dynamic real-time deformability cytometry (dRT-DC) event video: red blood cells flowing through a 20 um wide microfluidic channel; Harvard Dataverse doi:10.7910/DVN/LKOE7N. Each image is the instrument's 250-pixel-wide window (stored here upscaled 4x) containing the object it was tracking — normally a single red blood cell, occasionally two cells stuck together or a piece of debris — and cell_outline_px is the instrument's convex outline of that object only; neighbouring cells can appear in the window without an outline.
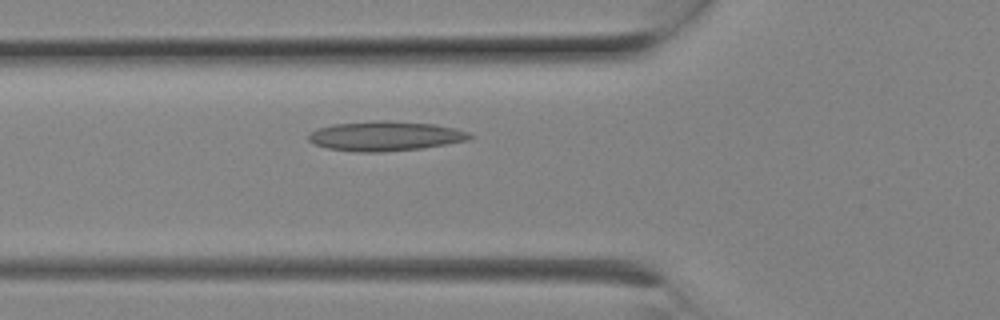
{"species": "Egyptian fruit bat (a non-hibernating species)", "species_latin": "Rousettus aegyptiacus", "temperature_condition": "room temperature", "stored_images_in_passage": 2, "camera_frame_rate_fps": 3000, "um_per_image_px": 0.085, "animal": {"sex": "female"}, "frame": {"image": 1, "passage_image": 2, "time_ms": 0.333, "image_size_px": [1000, 320], "cell_outline_px": [[472, 136], [468, 140], [420, 148], [380, 152], [360, 152], [328, 148], [316, 144], [308, 140], [308, 132], [332, 124], [376, 120], [388, 120], [436, 124], [468, 132]], "centroid_in_image_um": [32.71, 11.55], "position_along_channel_um": 93.1, "area_um2": 27.63}}